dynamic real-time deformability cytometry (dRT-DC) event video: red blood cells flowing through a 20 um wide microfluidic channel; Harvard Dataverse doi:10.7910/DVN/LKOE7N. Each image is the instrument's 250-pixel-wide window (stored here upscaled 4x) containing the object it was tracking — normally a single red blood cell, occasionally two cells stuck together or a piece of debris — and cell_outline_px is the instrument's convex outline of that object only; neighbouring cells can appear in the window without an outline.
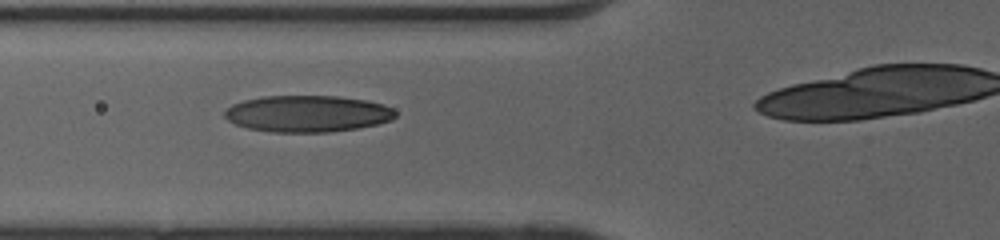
{"species": "human", "species_latin": "Homo sapiens", "temperature_condition": "cold", "stored_images_in_passage": 38, "camera_frame_rate_fps": 3000, "um_per_image_px": 0.085, "donor": {"sex": "female"}, "frame": {"image": 1, "passage_image": 13, "time_ms": 4.0, "image_size_px": [1000, 240], "cell_outline_px": [[396, 116], [392, 120], [380, 124], [356, 128], [328, 132], [272, 132], [248, 128], [236, 124], [228, 120], [224, 116], [224, 112], [232, 104], [244, 100], [264, 96], [336, 96], [364, 100], [384, 104], [392, 108], [396, 112]], "centroid_in_image_um": [26.15, 9.66], "position_along_channel_um": 99.6, "area_um2": 36.41}}
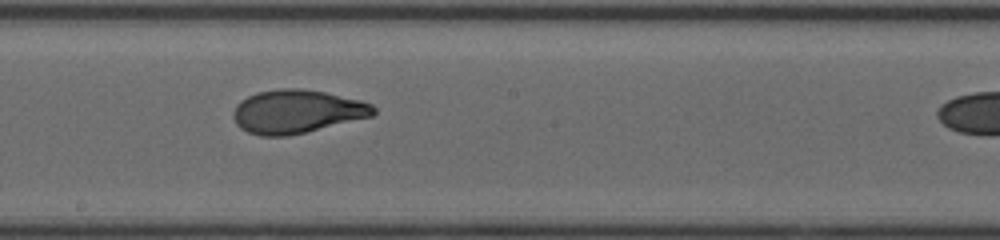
{"frame": {"image": 2, "passage_image": 22, "time_ms": 7.0, "image_size_px": [1000, 240], "cell_outline_px": [[376, 112], [372, 116], [288, 136], [260, 136], [248, 132], [240, 128], [236, 124], [232, 116], [232, 112], [236, 104], [240, 100], [256, 92], [280, 88], [300, 88], [324, 92], [360, 100], [372, 104], [376, 108]], "centroid_in_image_um": [25.19, 9.47], "position_along_channel_um": 223.0, "area_um2": 35.55}}
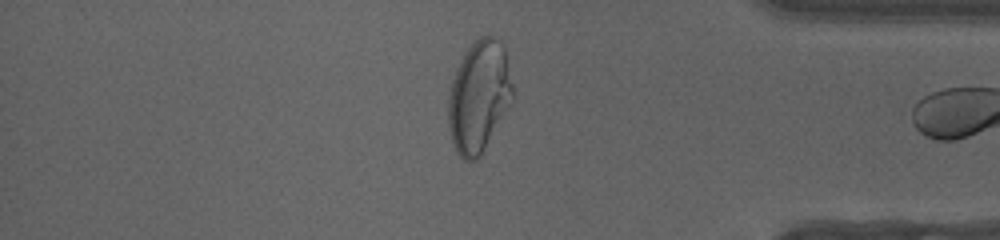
{"frame": {"image": 3, "passage_image": 36, "time_ms": 11.667, "image_size_px": [1000, 240], "cell_outline_px": [[512, 96], [508, 104], [480, 156], [476, 160], [464, 160], [456, 152], [452, 140], [448, 124], [448, 100], [452, 80], [468, 48], [480, 36], [492, 36], [500, 40], [504, 48], [512, 84]], "centroid_in_image_um": [40.68, 8.2], "position_along_channel_um": 394.5, "area_um2": 40.63}, "authors_computed_cell_mechanics": {"area_um2": 35.9805, "velocity_mm_per_s": 4.0979, "shape_relaxation_time_tau1_ms": 4.5923, "shape_relaxation_time_tau2_ms": 0.969, "deformation_change_tau1": 0.2047, "deformation_change_tau2": 0.0699}}